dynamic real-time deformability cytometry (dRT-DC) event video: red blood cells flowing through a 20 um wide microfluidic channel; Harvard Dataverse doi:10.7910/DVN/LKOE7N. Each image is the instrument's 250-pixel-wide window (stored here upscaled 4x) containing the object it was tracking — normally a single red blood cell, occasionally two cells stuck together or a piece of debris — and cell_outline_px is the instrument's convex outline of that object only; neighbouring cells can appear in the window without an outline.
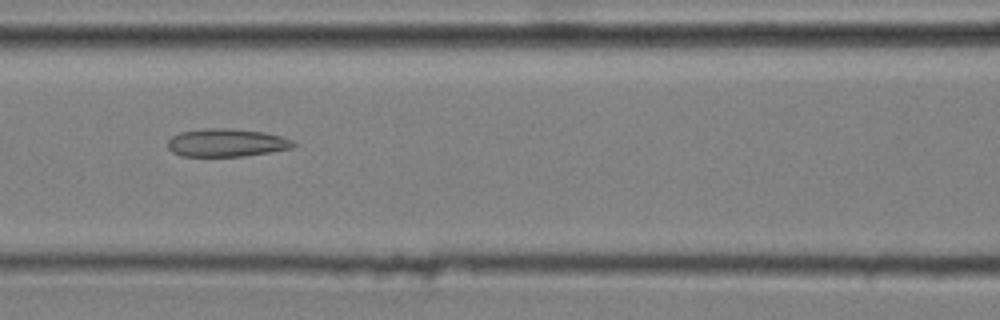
{"species": "common noctule bat (a hibernating species)", "species_latin": "Nyctalus noctula", "temperature_condition": "cold", "stored_images_in_passage": 8, "camera_frame_rate_fps": 3000, "um_per_image_px": 0.085, "animal": {"sex": "male", "body_mass_g": 20.4}, "frame": {"image": 1, "passage_image": 4, "time_ms": 1.0, "image_size_px": [1000, 320], "cell_outline_px": [[296, 144], [292, 148], [244, 156], [180, 156], [172, 152], [168, 148], [168, 140], [172, 136], [180, 132], [204, 128], [224, 128], [264, 132], [280, 136], [292, 140]], "centroid_in_image_um": [19.22, 12.13], "position_along_channel_um": 147.4, "area_um2": 20.4}}
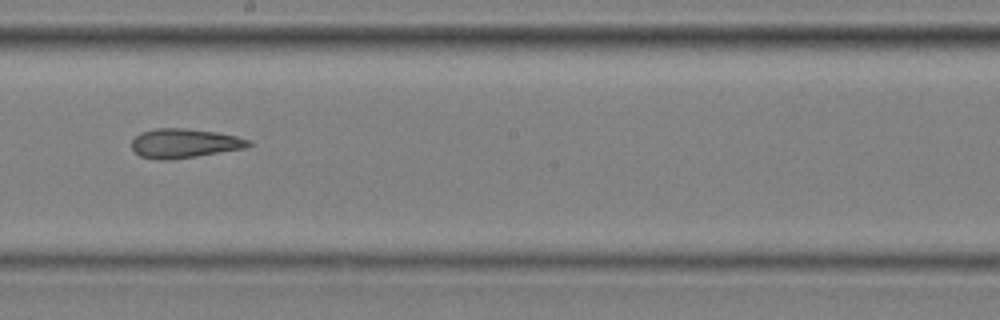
{"frame": {"image": 2, "passage_image": 6, "time_ms": 1.667, "image_size_px": [1000, 320], "cell_outline_px": [[252, 144], [244, 148], [196, 156], [168, 160], [156, 160], [140, 156], [132, 148], [132, 140], [140, 132], [156, 128], [184, 128], [216, 132], [236, 136], [252, 140]], "centroid_in_image_um": [15.66, 12.18], "position_along_channel_um": 232.5, "area_um2": 19.88}}
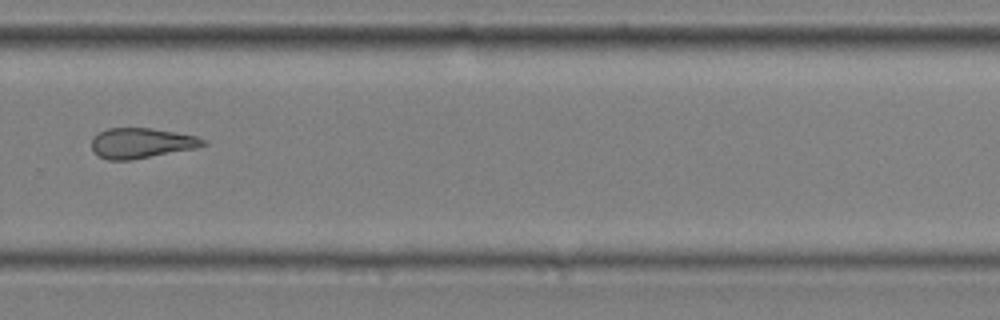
{"frame": {"image": 3, "passage_image": 8, "time_ms": 2.333, "image_size_px": [1000, 320], "cell_outline_px": [[208, 144], [196, 148], [132, 160], [108, 160], [92, 152], [92, 140], [100, 132], [108, 128], [152, 128], [176, 132], [196, 136], [208, 140]], "centroid_in_image_um": [12.06, 12.16], "position_along_channel_um": 317.7, "area_um2": 19.71}}